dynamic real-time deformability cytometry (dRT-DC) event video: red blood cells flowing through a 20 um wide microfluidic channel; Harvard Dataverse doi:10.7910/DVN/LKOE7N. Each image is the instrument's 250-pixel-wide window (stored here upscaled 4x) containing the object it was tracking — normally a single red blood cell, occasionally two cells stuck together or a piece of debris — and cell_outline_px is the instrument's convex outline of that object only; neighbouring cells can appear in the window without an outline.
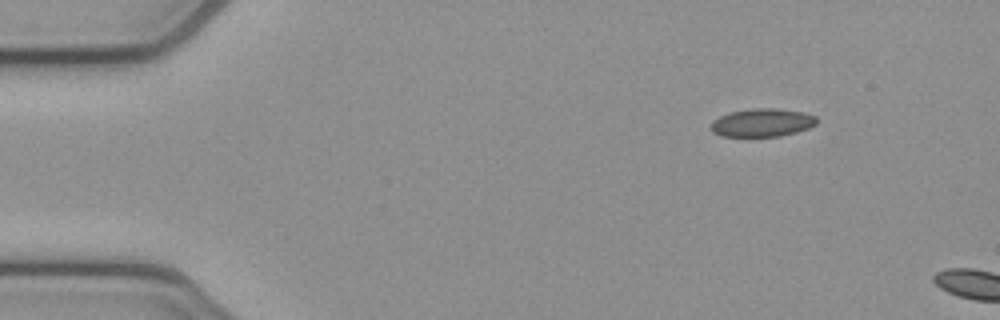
{"species": "common noctule bat (a hibernating species)", "species_latin": "Nyctalus noctula", "temperature_condition": "cold", "stored_images_in_passage": 2, "camera_frame_rate_fps": 3000, "um_per_image_px": 0.085, "animal": {"sex": "female", "body_mass_g": 21.9}, "frame": {"image": 1, "passage_image": 1, "time_ms": 0.0, "image_size_px": [1000, 320], "cell_outline_px": [[816, 124], [808, 128], [796, 132], [780, 136], [720, 136], [712, 132], [712, 120], [720, 116], [732, 112], [756, 108], [776, 108], [804, 112], [816, 116]], "centroid_in_image_um": [64.8, 10.42], "position_along_channel_um": 20.2, "area_um2": 17.22}}